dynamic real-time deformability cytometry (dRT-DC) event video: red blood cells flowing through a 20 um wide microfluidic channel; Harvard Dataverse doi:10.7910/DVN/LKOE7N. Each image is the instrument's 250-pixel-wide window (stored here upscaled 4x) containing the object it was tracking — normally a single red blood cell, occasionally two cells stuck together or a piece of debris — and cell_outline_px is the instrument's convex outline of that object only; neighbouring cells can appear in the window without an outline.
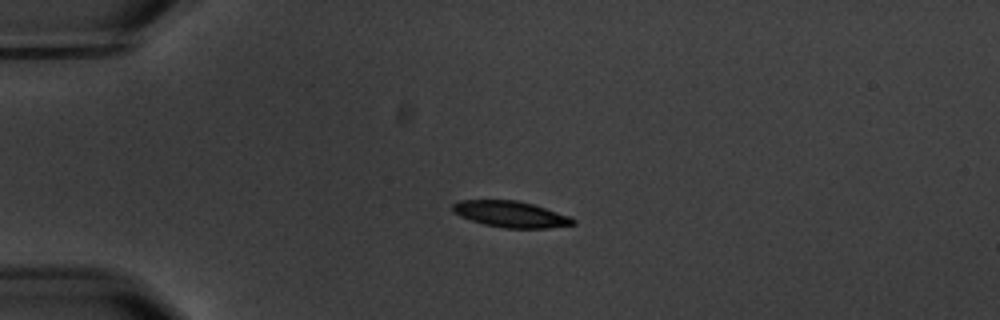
{"species": "common noctule bat (a hibernating species)", "species_latin": "Nyctalus noctula", "temperature_condition": "warm", "stored_images_in_passage": 4, "camera_frame_rate_fps": 3000, "um_per_image_px": 0.085, "animal": {"sex": "male", "body_mass_g": 20.1, "forearm_length_mm": 53.5}, "frame": {"image": 1, "passage_image": 3, "time_ms": 2.333, "image_size_px": [1000, 320], "cell_outline_px": [[576, 224], [548, 228], [504, 228], [484, 224], [460, 216], [452, 212], [452, 204], [460, 200], [516, 200], [532, 204], [568, 216], [576, 220]], "centroid_in_image_um": [43.38, 18.21], "position_along_channel_um": 41.6, "area_um2": 18.21}}